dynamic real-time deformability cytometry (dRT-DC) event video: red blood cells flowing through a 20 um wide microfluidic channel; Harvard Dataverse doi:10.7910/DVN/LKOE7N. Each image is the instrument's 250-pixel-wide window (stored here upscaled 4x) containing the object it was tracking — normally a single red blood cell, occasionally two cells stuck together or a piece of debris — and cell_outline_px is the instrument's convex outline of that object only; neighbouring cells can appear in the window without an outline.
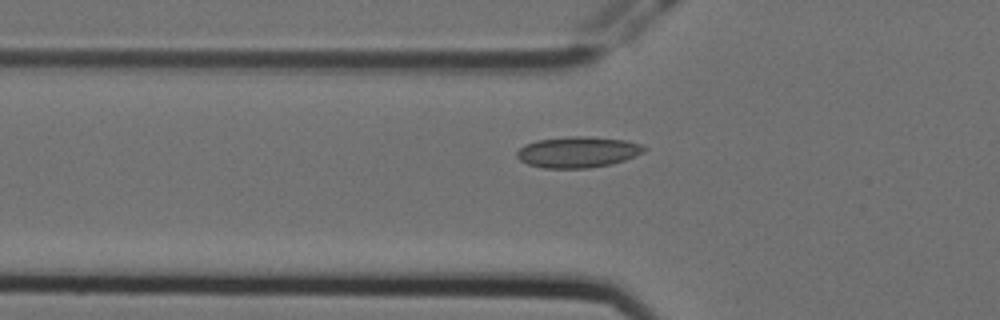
{"species": "Egyptian fruit bat (a non-hibernating species)", "species_latin": "Rousettus aegyptiacus", "temperature_condition": "cold", "stored_images_in_passage": 4, "camera_frame_rate_fps": 3000, "um_per_image_px": 0.085, "animal": {"sex": "female"}, "frame": {"image": 1, "passage_image": 4, "time_ms": 1.0, "image_size_px": [1000, 320], "cell_outline_px": [[648, 148], [644, 152], [636, 156], [612, 164], [588, 168], [544, 168], [528, 164], [520, 160], [516, 156], [516, 152], [524, 144], [536, 140], [568, 136], [584, 136], [624, 140], [640, 144]], "centroid_in_image_um": [49.1, 12.92], "position_along_channel_um": 76.7, "area_um2": 23.06}}